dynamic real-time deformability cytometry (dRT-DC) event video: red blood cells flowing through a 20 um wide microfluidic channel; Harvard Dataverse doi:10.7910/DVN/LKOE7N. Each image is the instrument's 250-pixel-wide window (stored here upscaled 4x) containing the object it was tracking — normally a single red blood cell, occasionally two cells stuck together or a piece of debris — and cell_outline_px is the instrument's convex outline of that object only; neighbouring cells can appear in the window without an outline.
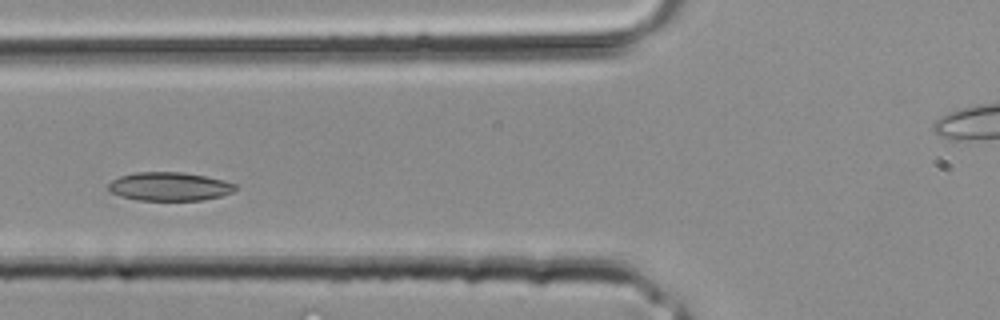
{"species": "common noctule bat (a hibernating species)", "species_latin": "Nyctalus noctula", "temperature_condition": "room temperature", "stored_images_in_passage": 31, "camera_frame_rate_fps": 3000, "um_per_image_px": 0.085, "animal": {"sex": "male", "body_mass_g": 20.4}, "frame": {"image": 1, "passage_image": 9, "time_ms": 2.667, "image_size_px": [1000, 320], "cell_outline_px": [[236, 188], [232, 192], [220, 196], [200, 200], [136, 200], [120, 196], [112, 192], [108, 188], [108, 184], [112, 180], [120, 176], [136, 172], [180, 172], [208, 176], [224, 180], [236, 184]], "centroid_in_image_um": [14.4, 15.84], "position_along_channel_um": 111.4, "area_um2": 21.1}}
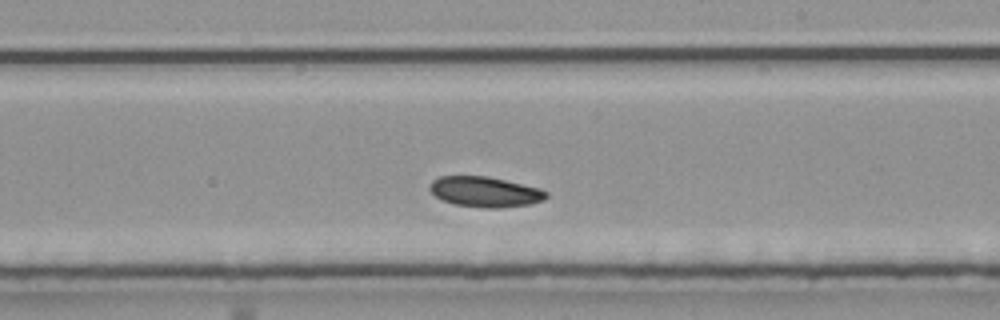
{"frame": {"image": 2, "passage_image": 16, "time_ms": 5.0, "image_size_px": [1000, 320], "cell_outline_px": [[548, 196], [544, 200], [532, 204], [500, 208], [484, 208], [456, 204], [440, 200], [428, 188], [428, 184], [432, 180], [440, 176], [488, 176], [540, 188], [548, 192]], "centroid_in_image_um": [41.23, 16.3], "position_along_channel_um": 247.8, "area_um2": 20.81}}
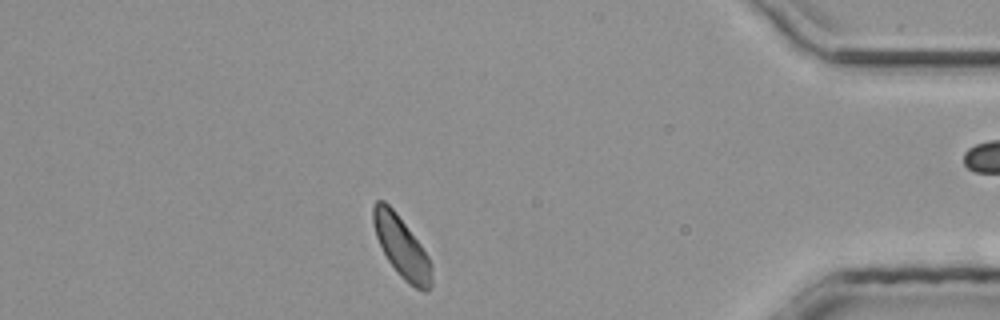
{"frame": {"image": 3, "passage_image": 26, "time_ms": 8.333, "image_size_px": [1000, 320], "cell_outline_px": [[432, 284], [428, 292], [424, 292], [408, 284], [396, 272], [388, 260], [376, 236], [372, 224], [372, 204], [376, 200], [384, 200], [396, 212], [420, 244], [428, 256], [432, 264]], "centroid_in_image_um": [34.13, 21.0], "position_along_channel_um": 401.1, "area_um2": 20.92}}